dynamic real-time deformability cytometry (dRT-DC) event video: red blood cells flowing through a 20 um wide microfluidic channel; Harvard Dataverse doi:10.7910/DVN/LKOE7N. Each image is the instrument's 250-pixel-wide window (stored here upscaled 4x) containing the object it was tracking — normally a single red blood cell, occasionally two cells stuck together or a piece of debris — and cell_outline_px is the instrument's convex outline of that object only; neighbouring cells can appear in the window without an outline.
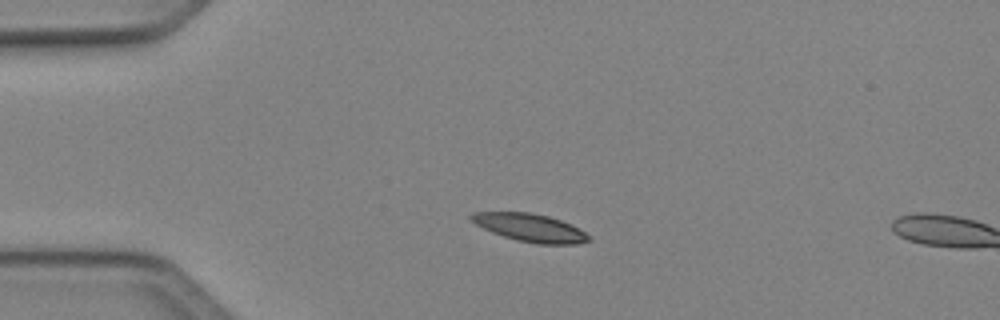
{"species": "Egyptian fruit bat (a non-hibernating species)", "species_latin": "Rousettus aegyptiacus", "temperature_condition": "cold", "stored_images_in_passage": 3, "camera_frame_rate_fps": 3000, "um_per_image_px": 0.085, "animal": {"sex": "female"}, "frame": {"image": 1, "passage_image": 1, "time_ms": 0.0, "image_size_px": [1000, 320], "cell_outline_px": [[592, 240], [576, 244], [536, 244], [516, 240], [492, 232], [476, 224], [468, 216], [472, 212], [528, 212], [548, 216], [560, 220], [584, 232]], "centroid_in_image_um": [45.03, 19.35], "position_along_channel_um": 40.0, "area_um2": 18.84}}